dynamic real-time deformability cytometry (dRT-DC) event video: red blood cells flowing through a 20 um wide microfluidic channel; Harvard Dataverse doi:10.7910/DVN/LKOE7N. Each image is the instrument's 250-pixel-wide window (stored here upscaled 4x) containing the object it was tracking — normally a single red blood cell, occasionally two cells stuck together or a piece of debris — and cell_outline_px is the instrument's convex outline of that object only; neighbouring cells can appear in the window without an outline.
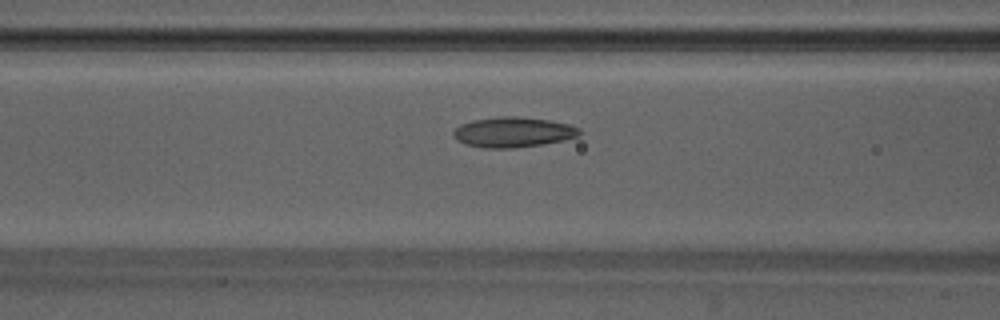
{"species": "Egyptian fruit bat (a non-hibernating species)", "species_latin": "Rousettus aegyptiacus", "temperature_condition": "warm", "stored_images_in_passage": 41, "camera_frame_rate_fps": 3000, "um_per_image_px": 0.085, "animal": {"sex": "male"}, "frame": {"image": 1, "passage_image": 12, "time_ms": 3.667, "image_size_px": [1000, 320], "cell_outline_px": [[580, 136], [564, 140], [544, 144], [512, 148], [484, 148], [464, 144], [456, 140], [452, 136], [452, 132], [460, 124], [472, 120], [500, 116], [516, 116], [548, 120], [568, 124], [580, 128]], "centroid_in_image_um": [43.59, 11.24], "position_along_channel_um": 123.0, "area_um2": 22.37}}
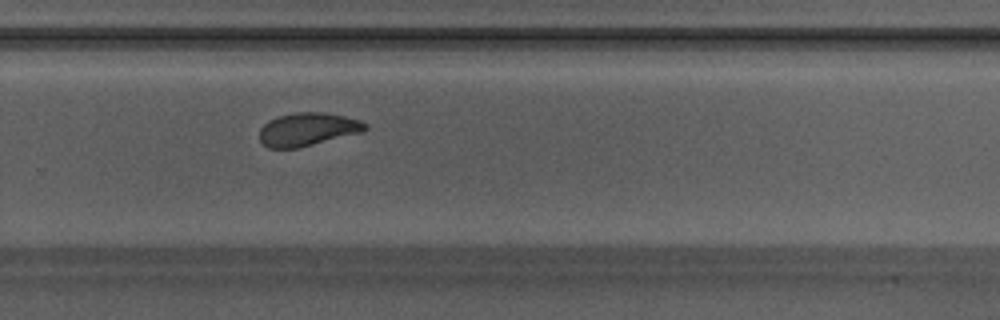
{"frame": {"image": 2, "passage_image": 25, "time_ms": 8.0, "image_size_px": [1000, 320], "cell_outline_px": [[368, 128], [360, 132], [296, 148], [268, 148], [260, 140], [260, 128], [268, 120], [276, 116], [296, 112], [324, 112], [344, 116], [360, 120], [368, 124]], "centroid_in_image_um": [26.12, 10.97], "position_along_channel_um": 303.7, "area_um2": 20.23}}
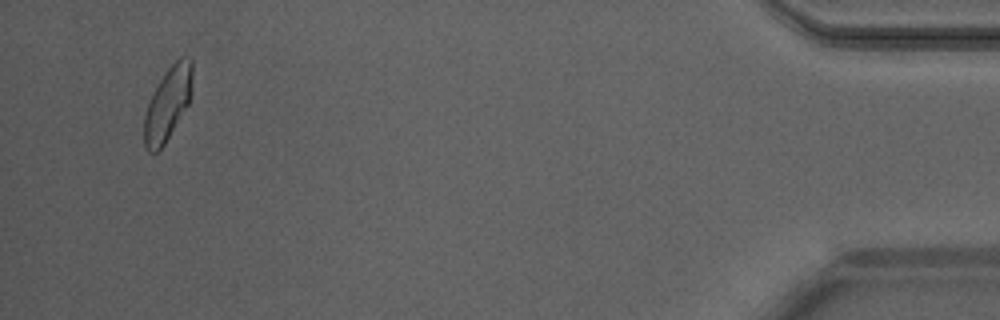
{"frame": {"image": 3, "passage_image": 39, "time_ms": 12.667, "image_size_px": [1000, 320], "cell_outline_px": [[192, 92], [188, 104], [164, 144], [156, 152], [148, 152], [144, 144], [144, 116], [152, 92], [168, 68], [180, 56], [188, 56], [192, 60]], "centroid_in_image_um": [14.26, 8.78], "position_along_channel_um": 420.9, "area_um2": 20.4}, "authors_computed_cell_mechanics": {"area_um2": 20.9236, "velocity_mm_per_s": 4.1806, "shape_relaxation_time_tau1_ms": 4.6317, "shape_relaxation_time_tau2_ms": 1.4293, "deformation_change_tau1": 0.1513, "deformation_change_tau2": 0.065}}